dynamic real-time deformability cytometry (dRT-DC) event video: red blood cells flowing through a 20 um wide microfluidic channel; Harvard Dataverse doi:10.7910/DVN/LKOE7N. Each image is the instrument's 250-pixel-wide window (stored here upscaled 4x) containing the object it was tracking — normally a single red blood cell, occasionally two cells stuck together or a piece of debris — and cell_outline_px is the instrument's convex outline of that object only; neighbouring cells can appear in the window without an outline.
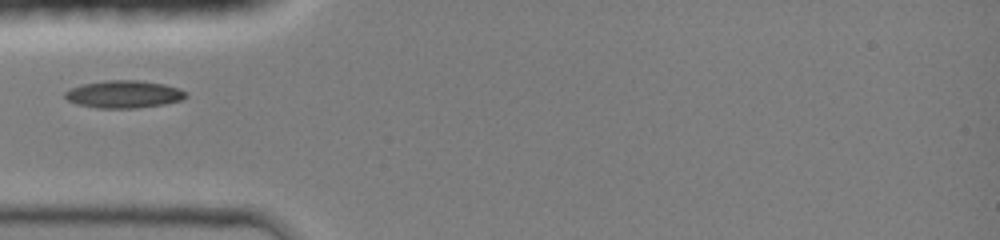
{"species": "common noctule bat (a hibernating species)", "species_latin": "Nyctalus noctula", "temperature_condition": "room temperature", "stored_images_in_passage": 66, "camera_frame_rate_fps": 3000, "um_per_image_px": 0.085, "animal": {"sex": "female", "body_mass_g": 19.0, "forearm_length_mm": 51.5}, "frame": {"image": 1, "passage_image": 1, "time_ms": 0.0, "image_size_px": [1000, 240], "cell_outline_px": [[188, 96], [180, 100], [164, 104], [136, 108], [96, 108], [76, 104], [68, 100], [64, 96], [64, 92], [80, 84], [104, 80], [136, 80], [164, 84], [180, 88]], "centroid_in_image_um": [10.49, 8.01], "position_along_channel_um": 74.5, "area_um2": 19.42}}
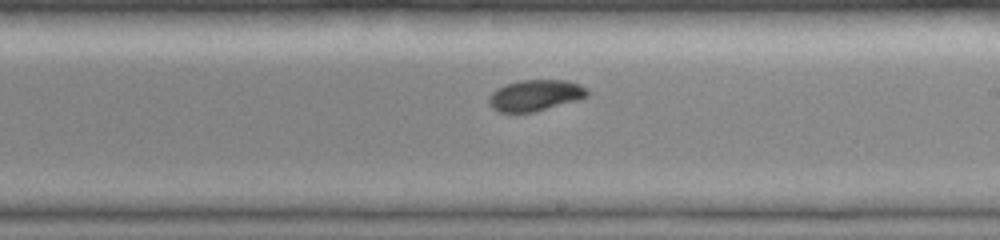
{"frame": {"image": 2, "passage_image": 31, "time_ms": 4.0, "image_size_px": [1000, 240], "cell_outline_px": [[588, 96], [576, 100], [536, 112], [500, 112], [492, 108], [488, 104], [488, 100], [492, 92], [496, 88], [504, 84], [520, 80], [568, 80], [580, 84], [588, 88]], "centroid_in_image_um": [45.49, 8.09], "position_along_channel_um": 243.5, "area_um2": 18.03}}
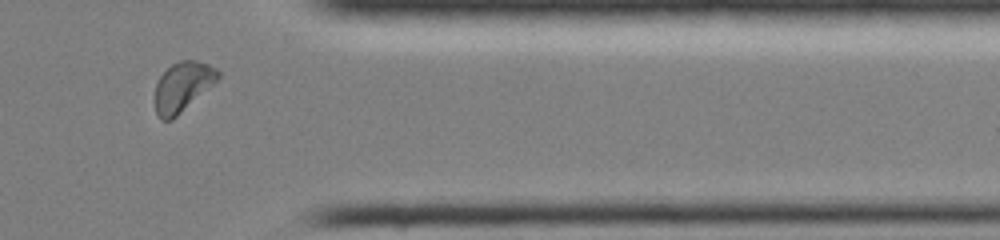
{"frame": {"image": 3, "passage_image": 58, "time_ms": 7.667, "image_size_px": [1000, 240], "cell_outline_px": [[220, 76], [212, 84], [172, 120], [160, 120], [156, 112], [156, 84], [160, 76], [172, 64], [180, 60], [196, 60], [208, 64], [216, 68], [220, 72]], "centroid_in_image_um": [15.51, 7.35], "position_along_channel_um": 395.9, "area_um2": 17.74}}